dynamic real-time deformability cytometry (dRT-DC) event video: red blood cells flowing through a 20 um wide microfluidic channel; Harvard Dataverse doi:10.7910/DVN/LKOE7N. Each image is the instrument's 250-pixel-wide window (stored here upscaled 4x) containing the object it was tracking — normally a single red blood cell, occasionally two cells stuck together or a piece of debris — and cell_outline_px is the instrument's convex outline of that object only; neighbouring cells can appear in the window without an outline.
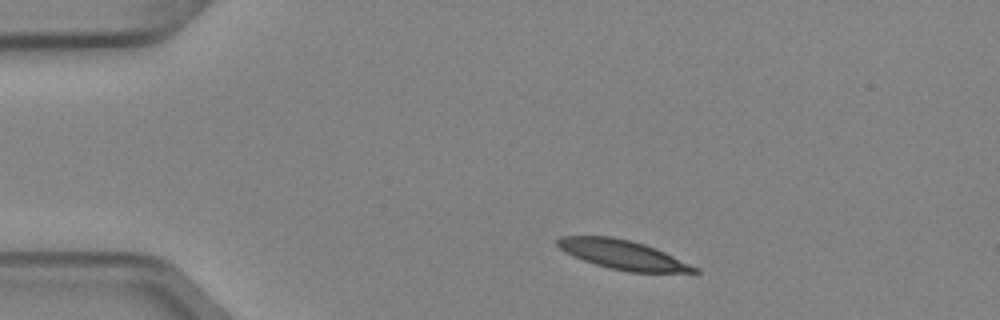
{"species": "Egyptian fruit bat (a non-hibernating species)", "species_latin": "Rousettus aegyptiacus", "temperature_condition": "cold", "stored_images_in_passage": 2, "camera_frame_rate_fps": 3000, "um_per_image_px": 0.085, "animal": {"sex": "female"}, "frame": {"image": 1, "passage_image": 1, "time_ms": 0.0, "image_size_px": [1000, 320], "cell_outline_px": [[700, 272], [628, 272], [608, 268], [572, 256], [564, 252], [556, 244], [556, 240], [560, 236], [612, 236], [632, 240], [656, 248], [700, 268]], "centroid_in_image_um": [52.93, 21.64], "position_along_channel_um": 32.1, "area_um2": 23.41}}